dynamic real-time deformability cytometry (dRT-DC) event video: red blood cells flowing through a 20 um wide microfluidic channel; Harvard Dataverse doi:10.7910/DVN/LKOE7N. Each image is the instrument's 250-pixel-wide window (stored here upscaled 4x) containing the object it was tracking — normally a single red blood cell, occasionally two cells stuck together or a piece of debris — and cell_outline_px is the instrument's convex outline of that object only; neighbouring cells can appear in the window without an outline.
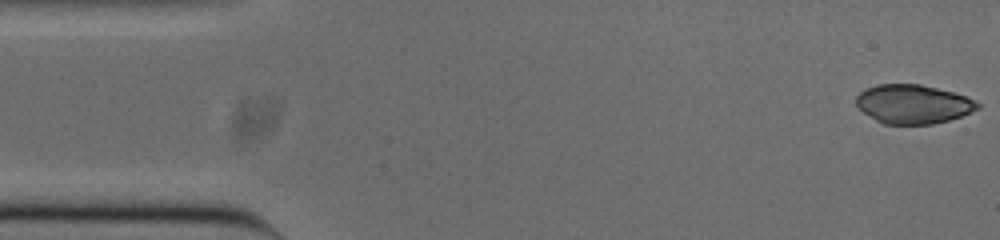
{"species": "common noctule bat (a hibernating species)", "species_latin": "Nyctalus noctula", "temperature_condition": "cold", "stored_images_in_passage": 53, "camera_frame_rate_fps": 3000, "um_per_image_px": 0.085, "animal": {"sex": "male", "body_mass_g": 20.0, "forearm_length_mm": 53.3}, "frame": {"image": 1, "passage_image": 1, "time_ms": 0.0, "image_size_px": [1000, 240], "cell_outline_px": [[980, 108], [960, 116], [948, 120], [932, 124], [884, 124], [876, 120], [864, 112], [856, 104], [856, 96], [860, 92], [876, 84], [920, 84], [952, 92], [976, 100], [980, 104]], "centroid_in_image_um": [77.61, 8.85], "position_along_channel_um": 7.4, "area_um2": 27.34}}